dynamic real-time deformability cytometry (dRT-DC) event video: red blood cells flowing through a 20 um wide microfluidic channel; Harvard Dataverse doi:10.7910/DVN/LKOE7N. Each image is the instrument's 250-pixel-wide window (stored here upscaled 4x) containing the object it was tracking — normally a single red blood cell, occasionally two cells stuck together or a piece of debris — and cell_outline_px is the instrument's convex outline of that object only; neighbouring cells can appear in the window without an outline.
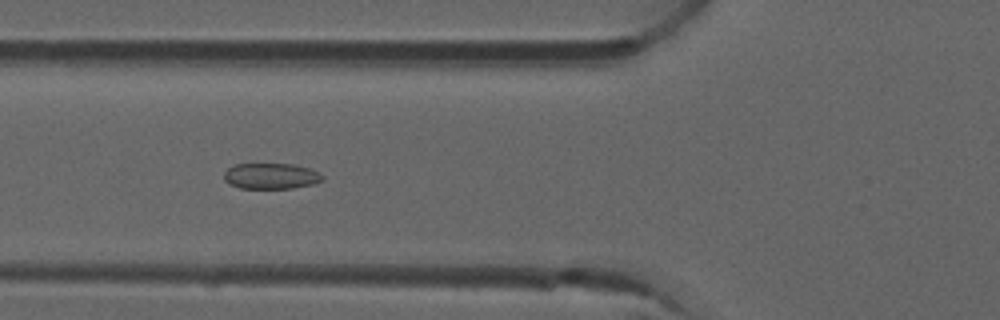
{"species": "common noctule bat (a hibernating species)", "species_latin": "Nyctalus noctula", "temperature_condition": "room temperature", "stored_images_in_passage": 27, "camera_frame_rate_fps": 3000, "um_per_image_px": 0.085, "animal": {"sex": "male", "forearm_length_mm": 52.5}, "frame": {"image": 1, "passage_image": 20, "time_ms": 6.333, "image_size_px": [1000, 320], "cell_outline_px": [[324, 180], [312, 184], [292, 188], [240, 188], [228, 184], [224, 180], [224, 172], [232, 164], [292, 164], [308, 168], [320, 172], [324, 176]], "centroid_in_image_um": [23.02, 14.96], "position_along_channel_um": 102.8, "area_um2": 14.91}}
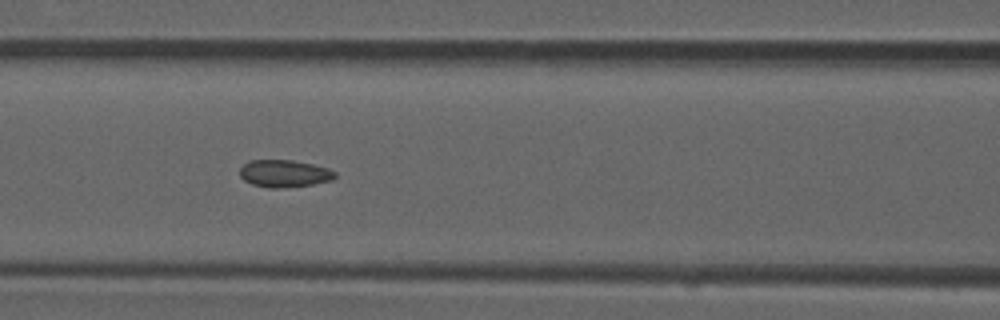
{"frame": {"image": 2, "passage_image": 23, "time_ms": 7.333, "image_size_px": [1000, 320], "cell_outline_px": [[336, 176], [332, 180], [312, 184], [280, 188], [268, 188], [252, 184], [244, 180], [240, 176], [240, 168], [248, 160], [292, 160], [312, 164], [328, 168], [336, 172]], "centroid_in_image_um": [24.15, 14.74], "position_along_channel_um": 142.4, "area_um2": 15.14}}